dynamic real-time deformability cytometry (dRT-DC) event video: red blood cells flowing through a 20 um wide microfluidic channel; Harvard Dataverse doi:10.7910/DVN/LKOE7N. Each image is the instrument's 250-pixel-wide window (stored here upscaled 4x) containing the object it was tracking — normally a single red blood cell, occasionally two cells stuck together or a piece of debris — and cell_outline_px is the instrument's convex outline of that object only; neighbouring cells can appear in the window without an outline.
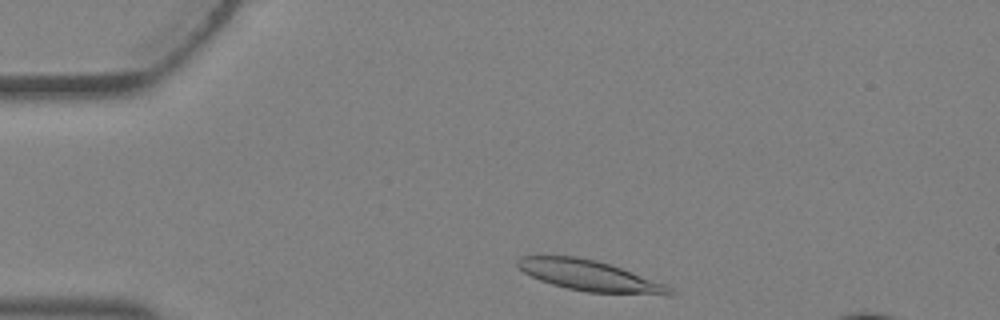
{"species": "Egyptian fruit bat (a non-hibernating species)", "species_latin": "Rousettus aegyptiacus", "temperature_condition": "warm", "stored_images_in_passage": 3, "segment_of_instrument_passage": [1, 2], "camera_frame_rate_fps": 3000, "um_per_image_px": 0.085, "animal": {"sex": "female"}, "frame": {"image": 1, "passage_image": 1, "time_ms": 0.0, "image_size_px": [1000, 320], "cell_outline_px": [[676, 292], [672, 296], [668, 296], [588, 292], [568, 288], [552, 284], [540, 280], [524, 272], [516, 264], [516, 260], [520, 256], [576, 256], [596, 260], [620, 268], [664, 284], [672, 288]], "centroid_in_image_um": [50.16, 23.45], "position_along_channel_um": 34.8, "area_um2": 27.05}}